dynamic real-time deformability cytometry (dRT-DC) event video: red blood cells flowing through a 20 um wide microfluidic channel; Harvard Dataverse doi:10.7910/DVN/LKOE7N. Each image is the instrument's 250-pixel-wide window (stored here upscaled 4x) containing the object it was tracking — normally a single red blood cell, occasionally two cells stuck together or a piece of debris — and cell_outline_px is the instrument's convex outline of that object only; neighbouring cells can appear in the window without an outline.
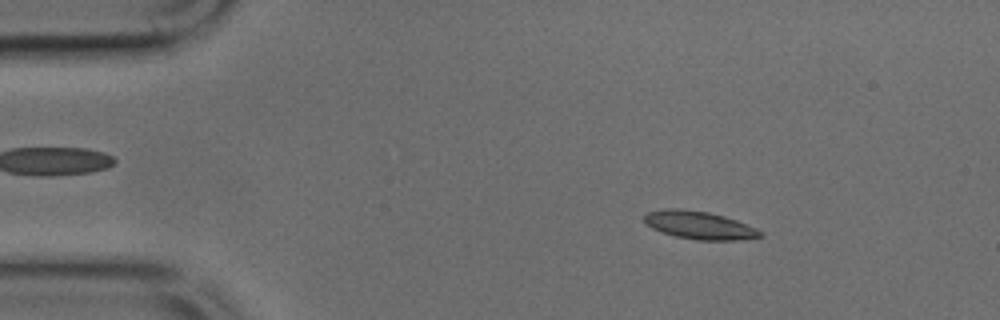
{"species": "common noctule bat (a hibernating species)", "species_latin": "Nyctalus noctula", "temperature_condition": "cold", "stored_images_in_passage": 48, "camera_frame_rate_fps": 3000, "um_per_image_px": 0.085, "animal": {"sex": "male", "body_mass_g": 17.9, "forearm_length_mm": 54.2}, "frame": {"image": 1, "passage_image": 7, "time_ms": 2.0, "image_size_px": [1000, 320], "cell_outline_px": [[764, 236], [736, 240], [696, 240], [676, 236], [652, 228], [644, 224], [644, 216], [648, 212], [664, 208], [680, 208], [708, 212], [724, 216], [736, 220], [756, 228], [764, 232]], "centroid_in_image_um": [59.44, 19.13], "position_along_channel_um": 25.6, "area_um2": 18.9}}
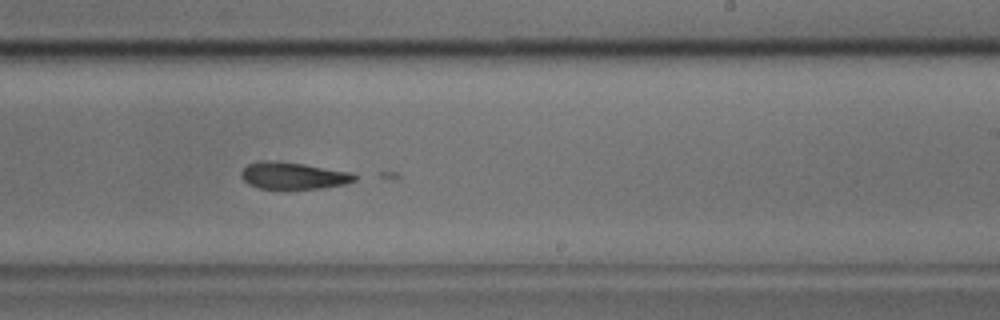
{"frame": {"image": 2, "passage_image": 29, "time_ms": 9.333, "image_size_px": [1000, 320], "cell_outline_px": [[356, 180], [348, 184], [320, 188], [260, 188], [248, 184], [240, 176], [240, 172], [248, 164], [260, 160], [280, 160], [352, 172], [356, 176]], "centroid_in_image_um": [24.93, 14.91], "position_along_channel_um": 264.1, "area_um2": 17.92}}
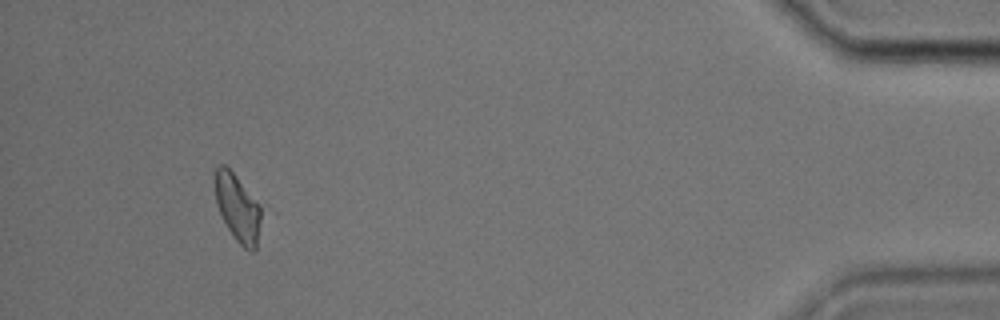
{"frame": {"image": 3, "passage_image": 45, "time_ms": 14.667, "image_size_px": [1000, 320], "cell_outline_px": [[268, 212], [256, 252], [248, 252], [232, 236], [216, 204], [216, 168], [220, 164], [224, 164], [232, 172]], "centroid_in_image_um": [20.36, 17.79], "position_along_channel_um": 414.8, "area_um2": 19.13}}